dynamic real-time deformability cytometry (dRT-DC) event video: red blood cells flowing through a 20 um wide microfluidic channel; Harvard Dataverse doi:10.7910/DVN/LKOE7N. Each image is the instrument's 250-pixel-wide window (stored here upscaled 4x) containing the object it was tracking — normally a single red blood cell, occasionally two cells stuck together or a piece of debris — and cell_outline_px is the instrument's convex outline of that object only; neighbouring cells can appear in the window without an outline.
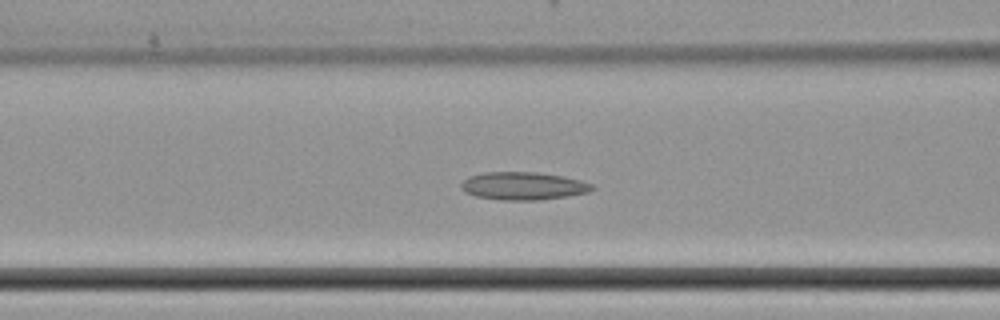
{"species": "common noctule bat (a hibernating species)", "species_latin": "Nyctalus noctula", "temperature_condition": "cold", "stored_images_in_passage": 21, "camera_frame_rate_fps": 3000, "um_per_image_px": 0.085, "animal": {"sex": "female", "body_mass_g": 22.7, "forearm_length_mm": 54.2}, "frame": {"image": 1, "passage_image": 21, "time_ms": 6.667, "image_size_px": [1000, 320], "cell_outline_px": [[596, 188], [588, 192], [568, 196], [540, 200], [500, 200], [476, 196], [464, 192], [460, 188], [460, 184], [468, 176], [484, 172], [536, 172], [560, 176], [580, 180], [592, 184]], "centroid_in_image_um": [44.44, 15.81], "position_along_channel_um": 122.2, "area_um2": 21.33}}